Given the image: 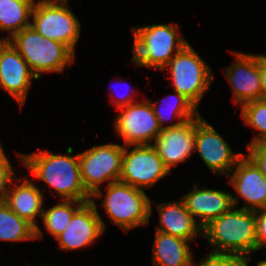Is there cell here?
<instances>
[{"label": "cell", "mask_w": 266, "mask_h": 266, "mask_svg": "<svg viewBox=\"0 0 266 266\" xmlns=\"http://www.w3.org/2000/svg\"><path fill=\"white\" fill-rule=\"evenodd\" d=\"M18 159L32 172L33 180L47 183L61 197V200L89 202L91 196L86 192L80 176L78 154H73L70 146L66 155L39 151L32 154L18 153Z\"/></svg>", "instance_id": "1"}, {"label": "cell", "mask_w": 266, "mask_h": 266, "mask_svg": "<svg viewBox=\"0 0 266 266\" xmlns=\"http://www.w3.org/2000/svg\"><path fill=\"white\" fill-rule=\"evenodd\" d=\"M202 236L214 248L210 253L250 256L256 252L255 213L233 206L205 225Z\"/></svg>", "instance_id": "2"}, {"label": "cell", "mask_w": 266, "mask_h": 266, "mask_svg": "<svg viewBox=\"0 0 266 266\" xmlns=\"http://www.w3.org/2000/svg\"><path fill=\"white\" fill-rule=\"evenodd\" d=\"M177 24H152L132 27V63L163 70L167 63L189 42L178 32Z\"/></svg>", "instance_id": "3"}, {"label": "cell", "mask_w": 266, "mask_h": 266, "mask_svg": "<svg viewBox=\"0 0 266 266\" xmlns=\"http://www.w3.org/2000/svg\"><path fill=\"white\" fill-rule=\"evenodd\" d=\"M39 79L44 72L62 73L75 60V54L63 43L41 36L31 26L17 32L10 40Z\"/></svg>", "instance_id": "4"}, {"label": "cell", "mask_w": 266, "mask_h": 266, "mask_svg": "<svg viewBox=\"0 0 266 266\" xmlns=\"http://www.w3.org/2000/svg\"><path fill=\"white\" fill-rule=\"evenodd\" d=\"M105 198L101 205L110 221L124 232L149 224L152 214L151 200L143 189L135 188L121 181L107 184Z\"/></svg>", "instance_id": "5"}, {"label": "cell", "mask_w": 266, "mask_h": 266, "mask_svg": "<svg viewBox=\"0 0 266 266\" xmlns=\"http://www.w3.org/2000/svg\"><path fill=\"white\" fill-rule=\"evenodd\" d=\"M124 146L118 143L94 145L78 153L80 176L91 201L103 198L100 185L119 181L122 171Z\"/></svg>", "instance_id": "6"}, {"label": "cell", "mask_w": 266, "mask_h": 266, "mask_svg": "<svg viewBox=\"0 0 266 266\" xmlns=\"http://www.w3.org/2000/svg\"><path fill=\"white\" fill-rule=\"evenodd\" d=\"M170 73L174 91L184 95L197 108L210 89L213 73L209 65L188 43L163 68Z\"/></svg>", "instance_id": "7"}, {"label": "cell", "mask_w": 266, "mask_h": 266, "mask_svg": "<svg viewBox=\"0 0 266 266\" xmlns=\"http://www.w3.org/2000/svg\"><path fill=\"white\" fill-rule=\"evenodd\" d=\"M67 2L68 0L35 1L30 26L44 38L63 43L75 54L81 23Z\"/></svg>", "instance_id": "8"}, {"label": "cell", "mask_w": 266, "mask_h": 266, "mask_svg": "<svg viewBox=\"0 0 266 266\" xmlns=\"http://www.w3.org/2000/svg\"><path fill=\"white\" fill-rule=\"evenodd\" d=\"M139 101L117 109L121 112L116 116L114 127L124 140L123 146L154 144L161 132L150 101L145 98Z\"/></svg>", "instance_id": "9"}, {"label": "cell", "mask_w": 266, "mask_h": 266, "mask_svg": "<svg viewBox=\"0 0 266 266\" xmlns=\"http://www.w3.org/2000/svg\"><path fill=\"white\" fill-rule=\"evenodd\" d=\"M168 174L170 171L152 144L124 146L119 181L139 189L150 188Z\"/></svg>", "instance_id": "10"}, {"label": "cell", "mask_w": 266, "mask_h": 266, "mask_svg": "<svg viewBox=\"0 0 266 266\" xmlns=\"http://www.w3.org/2000/svg\"><path fill=\"white\" fill-rule=\"evenodd\" d=\"M195 150L210 171L225 176L244 155L233 152L227 141L200 114L196 117Z\"/></svg>", "instance_id": "11"}, {"label": "cell", "mask_w": 266, "mask_h": 266, "mask_svg": "<svg viewBox=\"0 0 266 266\" xmlns=\"http://www.w3.org/2000/svg\"><path fill=\"white\" fill-rule=\"evenodd\" d=\"M95 201L84 203L72 216L65 230L56 238L61 250H76L91 245L105 231Z\"/></svg>", "instance_id": "12"}, {"label": "cell", "mask_w": 266, "mask_h": 266, "mask_svg": "<svg viewBox=\"0 0 266 266\" xmlns=\"http://www.w3.org/2000/svg\"><path fill=\"white\" fill-rule=\"evenodd\" d=\"M234 63L226 71V78L233 91V101L241 107L244 103L261 100L259 54L233 52Z\"/></svg>", "instance_id": "13"}, {"label": "cell", "mask_w": 266, "mask_h": 266, "mask_svg": "<svg viewBox=\"0 0 266 266\" xmlns=\"http://www.w3.org/2000/svg\"><path fill=\"white\" fill-rule=\"evenodd\" d=\"M37 77L28 63L9 41H0V88L8 92L22 107L31 87V80Z\"/></svg>", "instance_id": "14"}, {"label": "cell", "mask_w": 266, "mask_h": 266, "mask_svg": "<svg viewBox=\"0 0 266 266\" xmlns=\"http://www.w3.org/2000/svg\"><path fill=\"white\" fill-rule=\"evenodd\" d=\"M196 141V118L181 123L176 127L161 129L155 144L158 156L165 167L171 169L186 161L194 152Z\"/></svg>", "instance_id": "15"}, {"label": "cell", "mask_w": 266, "mask_h": 266, "mask_svg": "<svg viewBox=\"0 0 266 266\" xmlns=\"http://www.w3.org/2000/svg\"><path fill=\"white\" fill-rule=\"evenodd\" d=\"M227 177L244 200L240 208L253 211L266 208V178L248 156L244 154Z\"/></svg>", "instance_id": "16"}, {"label": "cell", "mask_w": 266, "mask_h": 266, "mask_svg": "<svg viewBox=\"0 0 266 266\" xmlns=\"http://www.w3.org/2000/svg\"><path fill=\"white\" fill-rule=\"evenodd\" d=\"M194 182L193 190L181 197L186 209L203 228L213 219L228 212L233 206L237 207L239 199L229 192L218 189L198 188Z\"/></svg>", "instance_id": "17"}, {"label": "cell", "mask_w": 266, "mask_h": 266, "mask_svg": "<svg viewBox=\"0 0 266 266\" xmlns=\"http://www.w3.org/2000/svg\"><path fill=\"white\" fill-rule=\"evenodd\" d=\"M24 179L22 178L21 182V179L18 180L16 177L18 183L16 186L13 180L10 182L5 204L35 228V238L37 240L42 238V230L36 224L37 220L35 218L42 216L44 195L32 180Z\"/></svg>", "instance_id": "18"}, {"label": "cell", "mask_w": 266, "mask_h": 266, "mask_svg": "<svg viewBox=\"0 0 266 266\" xmlns=\"http://www.w3.org/2000/svg\"><path fill=\"white\" fill-rule=\"evenodd\" d=\"M159 212L161 226H157L156 231L170 234L174 237L191 241L202 236V227L198 224L190 212L186 209L184 201L164 202L155 204Z\"/></svg>", "instance_id": "19"}, {"label": "cell", "mask_w": 266, "mask_h": 266, "mask_svg": "<svg viewBox=\"0 0 266 266\" xmlns=\"http://www.w3.org/2000/svg\"><path fill=\"white\" fill-rule=\"evenodd\" d=\"M153 266H188L192 262L190 241L160 231L155 232Z\"/></svg>", "instance_id": "20"}, {"label": "cell", "mask_w": 266, "mask_h": 266, "mask_svg": "<svg viewBox=\"0 0 266 266\" xmlns=\"http://www.w3.org/2000/svg\"><path fill=\"white\" fill-rule=\"evenodd\" d=\"M174 92L173 95H168L162 101L160 100L159 108L156 102H152L151 99L149 100L161 129L179 126L181 123L196 118L200 114L199 108L189 99L177 91ZM172 118L177 119V122L164 126L165 121H174Z\"/></svg>", "instance_id": "21"}, {"label": "cell", "mask_w": 266, "mask_h": 266, "mask_svg": "<svg viewBox=\"0 0 266 266\" xmlns=\"http://www.w3.org/2000/svg\"><path fill=\"white\" fill-rule=\"evenodd\" d=\"M36 0H0V30L9 32L8 37L0 41L10 40L17 32L30 26V17Z\"/></svg>", "instance_id": "22"}, {"label": "cell", "mask_w": 266, "mask_h": 266, "mask_svg": "<svg viewBox=\"0 0 266 266\" xmlns=\"http://www.w3.org/2000/svg\"><path fill=\"white\" fill-rule=\"evenodd\" d=\"M36 240L35 228L20 218L5 203L0 205V241Z\"/></svg>", "instance_id": "23"}, {"label": "cell", "mask_w": 266, "mask_h": 266, "mask_svg": "<svg viewBox=\"0 0 266 266\" xmlns=\"http://www.w3.org/2000/svg\"><path fill=\"white\" fill-rule=\"evenodd\" d=\"M83 201L61 200L60 203L42 212L45 229L55 239L65 230L73 214L84 204ZM76 204V205H75ZM73 206L76 208H73Z\"/></svg>", "instance_id": "24"}, {"label": "cell", "mask_w": 266, "mask_h": 266, "mask_svg": "<svg viewBox=\"0 0 266 266\" xmlns=\"http://www.w3.org/2000/svg\"><path fill=\"white\" fill-rule=\"evenodd\" d=\"M241 117L247 126L259 131L248 145L263 143L266 140V101L256 100L244 103L241 106Z\"/></svg>", "instance_id": "25"}, {"label": "cell", "mask_w": 266, "mask_h": 266, "mask_svg": "<svg viewBox=\"0 0 266 266\" xmlns=\"http://www.w3.org/2000/svg\"><path fill=\"white\" fill-rule=\"evenodd\" d=\"M251 256H241L235 254H206L199 261L201 266H249Z\"/></svg>", "instance_id": "26"}, {"label": "cell", "mask_w": 266, "mask_h": 266, "mask_svg": "<svg viewBox=\"0 0 266 266\" xmlns=\"http://www.w3.org/2000/svg\"><path fill=\"white\" fill-rule=\"evenodd\" d=\"M9 158L0 143V205L5 203L10 182L16 178Z\"/></svg>", "instance_id": "27"}, {"label": "cell", "mask_w": 266, "mask_h": 266, "mask_svg": "<svg viewBox=\"0 0 266 266\" xmlns=\"http://www.w3.org/2000/svg\"><path fill=\"white\" fill-rule=\"evenodd\" d=\"M247 151L249 153L246 156L255 163L266 178V145L264 143L247 145Z\"/></svg>", "instance_id": "28"}, {"label": "cell", "mask_w": 266, "mask_h": 266, "mask_svg": "<svg viewBox=\"0 0 266 266\" xmlns=\"http://www.w3.org/2000/svg\"><path fill=\"white\" fill-rule=\"evenodd\" d=\"M256 222V251L266 248V208L254 210Z\"/></svg>", "instance_id": "29"}, {"label": "cell", "mask_w": 266, "mask_h": 266, "mask_svg": "<svg viewBox=\"0 0 266 266\" xmlns=\"http://www.w3.org/2000/svg\"><path fill=\"white\" fill-rule=\"evenodd\" d=\"M117 84H119V83H117ZM121 84V83H120ZM116 87V86H115ZM115 87H114V89H115ZM113 89V90H114ZM112 90V89H111ZM126 90V89H125ZM127 91V90H126ZM112 94H111V96L113 97L112 99H113V101L111 100V102H113V103H111V104H113L114 106H116L115 108H116V110L117 109H119V108H121V107H125V106H127V105H129V104H132V103H135L136 101H135V98H133V96H134V94L132 93V92H127V93H123V95L121 94V96H120V94H119V97L117 96V94H116V96L114 95V93H113V91L111 92Z\"/></svg>", "instance_id": "30"}, {"label": "cell", "mask_w": 266, "mask_h": 266, "mask_svg": "<svg viewBox=\"0 0 266 266\" xmlns=\"http://www.w3.org/2000/svg\"><path fill=\"white\" fill-rule=\"evenodd\" d=\"M259 72L261 76V100L266 101V55H259Z\"/></svg>", "instance_id": "31"}, {"label": "cell", "mask_w": 266, "mask_h": 266, "mask_svg": "<svg viewBox=\"0 0 266 266\" xmlns=\"http://www.w3.org/2000/svg\"><path fill=\"white\" fill-rule=\"evenodd\" d=\"M256 266H266V260L259 261Z\"/></svg>", "instance_id": "32"}, {"label": "cell", "mask_w": 266, "mask_h": 266, "mask_svg": "<svg viewBox=\"0 0 266 266\" xmlns=\"http://www.w3.org/2000/svg\"><path fill=\"white\" fill-rule=\"evenodd\" d=\"M188 266H201L199 263L198 264H195V262H191V264L190 265H188Z\"/></svg>", "instance_id": "33"}]
</instances>
